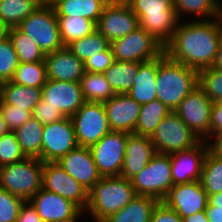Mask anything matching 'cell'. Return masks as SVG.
Listing matches in <instances>:
<instances>
[{"mask_svg":"<svg viewBox=\"0 0 222 222\" xmlns=\"http://www.w3.org/2000/svg\"><path fill=\"white\" fill-rule=\"evenodd\" d=\"M18 65V56L9 37L0 39V80L11 81Z\"/></svg>","mask_w":222,"mask_h":222,"instance_id":"cell-40","label":"cell"},{"mask_svg":"<svg viewBox=\"0 0 222 222\" xmlns=\"http://www.w3.org/2000/svg\"><path fill=\"white\" fill-rule=\"evenodd\" d=\"M0 113L6 122L9 131L14 132L32 117V111L17 108L14 105L5 104L0 99Z\"/></svg>","mask_w":222,"mask_h":222,"instance_id":"cell-43","label":"cell"},{"mask_svg":"<svg viewBox=\"0 0 222 222\" xmlns=\"http://www.w3.org/2000/svg\"><path fill=\"white\" fill-rule=\"evenodd\" d=\"M218 13L219 16H222V0H218Z\"/></svg>","mask_w":222,"mask_h":222,"instance_id":"cell-56","label":"cell"},{"mask_svg":"<svg viewBox=\"0 0 222 222\" xmlns=\"http://www.w3.org/2000/svg\"><path fill=\"white\" fill-rule=\"evenodd\" d=\"M107 4L104 0H57L52 6L56 16L83 17L97 23Z\"/></svg>","mask_w":222,"mask_h":222,"instance_id":"cell-26","label":"cell"},{"mask_svg":"<svg viewBox=\"0 0 222 222\" xmlns=\"http://www.w3.org/2000/svg\"><path fill=\"white\" fill-rule=\"evenodd\" d=\"M79 146L91 147L111 132L102 102H85L71 116Z\"/></svg>","mask_w":222,"mask_h":222,"instance_id":"cell-10","label":"cell"},{"mask_svg":"<svg viewBox=\"0 0 222 222\" xmlns=\"http://www.w3.org/2000/svg\"><path fill=\"white\" fill-rule=\"evenodd\" d=\"M207 143L211 152L222 157V131L214 134Z\"/></svg>","mask_w":222,"mask_h":222,"instance_id":"cell-49","label":"cell"},{"mask_svg":"<svg viewBox=\"0 0 222 222\" xmlns=\"http://www.w3.org/2000/svg\"><path fill=\"white\" fill-rule=\"evenodd\" d=\"M171 111L169 107L158 99L141 105L139 119L134 133L151 137L162 119Z\"/></svg>","mask_w":222,"mask_h":222,"instance_id":"cell-31","label":"cell"},{"mask_svg":"<svg viewBox=\"0 0 222 222\" xmlns=\"http://www.w3.org/2000/svg\"><path fill=\"white\" fill-rule=\"evenodd\" d=\"M110 46L108 40L96 29L91 34L75 40L66 46L79 60L98 55Z\"/></svg>","mask_w":222,"mask_h":222,"instance_id":"cell-36","label":"cell"},{"mask_svg":"<svg viewBox=\"0 0 222 222\" xmlns=\"http://www.w3.org/2000/svg\"><path fill=\"white\" fill-rule=\"evenodd\" d=\"M138 17L139 26L165 46L179 22L174 7L165 0H124Z\"/></svg>","mask_w":222,"mask_h":222,"instance_id":"cell-4","label":"cell"},{"mask_svg":"<svg viewBox=\"0 0 222 222\" xmlns=\"http://www.w3.org/2000/svg\"><path fill=\"white\" fill-rule=\"evenodd\" d=\"M17 28L28 35L44 54L63 49L56 12L52 5L41 4Z\"/></svg>","mask_w":222,"mask_h":222,"instance_id":"cell-6","label":"cell"},{"mask_svg":"<svg viewBox=\"0 0 222 222\" xmlns=\"http://www.w3.org/2000/svg\"><path fill=\"white\" fill-rule=\"evenodd\" d=\"M159 202L150 196L137 195L124 208L110 215L103 222H150Z\"/></svg>","mask_w":222,"mask_h":222,"instance_id":"cell-25","label":"cell"},{"mask_svg":"<svg viewBox=\"0 0 222 222\" xmlns=\"http://www.w3.org/2000/svg\"><path fill=\"white\" fill-rule=\"evenodd\" d=\"M44 61L47 79L50 80L79 82L85 73L84 62L66 47L45 54Z\"/></svg>","mask_w":222,"mask_h":222,"instance_id":"cell-23","label":"cell"},{"mask_svg":"<svg viewBox=\"0 0 222 222\" xmlns=\"http://www.w3.org/2000/svg\"><path fill=\"white\" fill-rule=\"evenodd\" d=\"M155 154L154 144L149 136L128 133L120 176L131 180Z\"/></svg>","mask_w":222,"mask_h":222,"instance_id":"cell-22","label":"cell"},{"mask_svg":"<svg viewBox=\"0 0 222 222\" xmlns=\"http://www.w3.org/2000/svg\"><path fill=\"white\" fill-rule=\"evenodd\" d=\"M204 211L209 222H222V210H213V205L209 202Z\"/></svg>","mask_w":222,"mask_h":222,"instance_id":"cell-50","label":"cell"},{"mask_svg":"<svg viewBox=\"0 0 222 222\" xmlns=\"http://www.w3.org/2000/svg\"><path fill=\"white\" fill-rule=\"evenodd\" d=\"M16 222H44L37 214L35 207L30 201H24L21 205Z\"/></svg>","mask_w":222,"mask_h":222,"instance_id":"cell-48","label":"cell"},{"mask_svg":"<svg viewBox=\"0 0 222 222\" xmlns=\"http://www.w3.org/2000/svg\"><path fill=\"white\" fill-rule=\"evenodd\" d=\"M56 17L60 38L65 47L71 42L81 39L96 30V23L90 19L73 16Z\"/></svg>","mask_w":222,"mask_h":222,"instance_id":"cell-33","label":"cell"},{"mask_svg":"<svg viewBox=\"0 0 222 222\" xmlns=\"http://www.w3.org/2000/svg\"><path fill=\"white\" fill-rule=\"evenodd\" d=\"M138 27V17L125 1L108 3L96 23V29L109 43L126 36Z\"/></svg>","mask_w":222,"mask_h":222,"instance_id":"cell-15","label":"cell"},{"mask_svg":"<svg viewBox=\"0 0 222 222\" xmlns=\"http://www.w3.org/2000/svg\"><path fill=\"white\" fill-rule=\"evenodd\" d=\"M42 188L73 202L83 213L87 209L89 191L57 162L44 163Z\"/></svg>","mask_w":222,"mask_h":222,"instance_id":"cell-12","label":"cell"},{"mask_svg":"<svg viewBox=\"0 0 222 222\" xmlns=\"http://www.w3.org/2000/svg\"><path fill=\"white\" fill-rule=\"evenodd\" d=\"M150 138L156 153L168 155L194 148L202 141L175 111L162 119Z\"/></svg>","mask_w":222,"mask_h":222,"instance_id":"cell-7","label":"cell"},{"mask_svg":"<svg viewBox=\"0 0 222 222\" xmlns=\"http://www.w3.org/2000/svg\"><path fill=\"white\" fill-rule=\"evenodd\" d=\"M56 162L88 191L102 178L89 147L78 145Z\"/></svg>","mask_w":222,"mask_h":222,"instance_id":"cell-20","label":"cell"},{"mask_svg":"<svg viewBox=\"0 0 222 222\" xmlns=\"http://www.w3.org/2000/svg\"><path fill=\"white\" fill-rule=\"evenodd\" d=\"M7 132H9V129H8L7 125H6V122H5L4 119L2 118L1 113H0V136H1L2 134L7 133Z\"/></svg>","mask_w":222,"mask_h":222,"instance_id":"cell-55","label":"cell"},{"mask_svg":"<svg viewBox=\"0 0 222 222\" xmlns=\"http://www.w3.org/2000/svg\"><path fill=\"white\" fill-rule=\"evenodd\" d=\"M111 131L134 133L141 105L127 93L115 94L103 102Z\"/></svg>","mask_w":222,"mask_h":222,"instance_id":"cell-21","label":"cell"},{"mask_svg":"<svg viewBox=\"0 0 222 222\" xmlns=\"http://www.w3.org/2000/svg\"><path fill=\"white\" fill-rule=\"evenodd\" d=\"M208 194L200 181L173 185L163 202L183 219L202 212L208 204Z\"/></svg>","mask_w":222,"mask_h":222,"instance_id":"cell-17","label":"cell"},{"mask_svg":"<svg viewBox=\"0 0 222 222\" xmlns=\"http://www.w3.org/2000/svg\"><path fill=\"white\" fill-rule=\"evenodd\" d=\"M11 81L27 87H42L47 81L45 61L19 63Z\"/></svg>","mask_w":222,"mask_h":222,"instance_id":"cell-38","label":"cell"},{"mask_svg":"<svg viewBox=\"0 0 222 222\" xmlns=\"http://www.w3.org/2000/svg\"><path fill=\"white\" fill-rule=\"evenodd\" d=\"M213 102L204 90L196 86L174 110L180 119L202 140H209L210 116Z\"/></svg>","mask_w":222,"mask_h":222,"instance_id":"cell-11","label":"cell"},{"mask_svg":"<svg viewBox=\"0 0 222 222\" xmlns=\"http://www.w3.org/2000/svg\"><path fill=\"white\" fill-rule=\"evenodd\" d=\"M222 131V101L212 104L210 116L209 139Z\"/></svg>","mask_w":222,"mask_h":222,"instance_id":"cell-47","label":"cell"},{"mask_svg":"<svg viewBox=\"0 0 222 222\" xmlns=\"http://www.w3.org/2000/svg\"><path fill=\"white\" fill-rule=\"evenodd\" d=\"M137 196L131 180L122 176L102 177L89 191V202L84 212L93 222H103L124 208Z\"/></svg>","mask_w":222,"mask_h":222,"instance_id":"cell-3","label":"cell"},{"mask_svg":"<svg viewBox=\"0 0 222 222\" xmlns=\"http://www.w3.org/2000/svg\"><path fill=\"white\" fill-rule=\"evenodd\" d=\"M211 68L222 71V41L219 45L217 54L215 56V59H214V62L212 64Z\"/></svg>","mask_w":222,"mask_h":222,"instance_id":"cell-53","label":"cell"},{"mask_svg":"<svg viewBox=\"0 0 222 222\" xmlns=\"http://www.w3.org/2000/svg\"><path fill=\"white\" fill-rule=\"evenodd\" d=\"M43 130L44 124L32 116L14 131L21 150L26 157L39 158L41 160Z\"/></svg>","mask_w":222,"mask_h":222,"instance_id":"cell-28","label":"cell"},{"mask_svg":"<svg viewBox=\"0 0 222 222\" xmlns=\"http://www.w3.org/2000/svg\"><path fill=\"white\" fill-rule=\"evenodd\" d=\"M29 201L44 222H78L84 215L73 202L43 188Z\"/></svg>","mask_w":222,"mask_h":222,"instance_id":"cell-16","label":"cell"},{"mask_svg":"<svg viewBox=\"0 0 222 222\" xmlns=\"http://www.w3.org/2000/svg\"><path fill=\"white\" fill-rule=\"evenodd\" d=\"M57 0H46L44 3L45 4H49V5H53Z\"/></svg>","mask_w":222,"mask_h":222,"instance_id":"cell-58","label":"cell"},{"mask_svg":"<svg viewBox=\"0 0 222 222\" xmlns=\"http://www.w3.org/2000/svg\"><path fill=\"white\" fill-rule=\"evenodd\" d=\"M208 150V143L201 141L194 148L170 154L173 184L199 181Z\"/></svg>","mask_w":222,"mask_h":222,"instance_id":"cell-19","label":"cell"},{"mask_svg":"<svg viewBox=\"0 0 222 222\" xmlns=\"http://www.w3.org/2000/svg\"><path fill=\"white\" fill-rule=\"evenodd\" d=\"M114 55L111 47L98 53L96 56L88 58L84 62L85 71L91 73H104L114 62Z\"/></svg>","mask_w":222,"mask_h":222,"instance_id":"cell-44","label":"cell"},{"mask_svg":"<svg viewBox=\"0 0 222 222\" xmlns=\"http://www.w3.org/2000/svg\"><path fill=\"white\" fill-rule=\"evenodd\" d=\"M41 99L47 105L56 107L66 117H71L86 102L80 82L56 81L47 79L42 86Z\"/></svg>","mask_w":222,"mask_h":222,"instance_id":"cell-18","label":"cell"},{"mask_svg":"<svg viewBox=\"0 0 222 222\" xmlns=\"http://www.w3.org/2000/svg\"><path fill=\"white\" fill-rule=\"evenodd\" d=\"M78 146L71 117L44 125L41 160L56 162Z\"/></svg>","mask_w":222,"mask_h":222,"instance_id":"cell-14","label":"cell"},{"mask_svg":"<svg viewBox=\"0 0 222 222\" xmlns=\"http://www.w3.org/2000/svg\"><path fill=\"white\" fill-rule=\"evenodd\" d=\"M79 82L84 100L87 102L103 103L116 94L103 73L85 71Z\"/></svg>","mask_w":222,"mask_h":222,"instance_id":"cell-32","label":"cell"},{"mask_svg":"<svg viewBox=\"0 0 222 222\" xmlns=\"http://www.w3.org/2000/svg\"><path fill=\"white\" fill-rule=\"evenodd\" d=\"M137 195L163 201L174 185L171 176L170 155L156 153L149 163L132 179Z\"/></svg>","mask_w":222,"mask_h":222,"instance_id":"cell-8","label":"cell"},{"mask_svg":"<svg viewBox=\"0 0 222 222\" xmlns=\"http://www.w3.org/2000/svg\"><path fill=\"white\" fill-rule=\"evenodd\" d=\"M26 158L14 132L9 131L0 136V167Z\"/></svg>","mask_w":222,"mask_h":222,"instance_id":"cell-41","label":"cell"},{"mask_svg":"<svg viewBox=\"0 0 222 222\" xmlns=\"http://www.w3.org/2000/svg\"><path fill=\"white\" fill-rule=\"evenodd\" d=\"M41 94L42 87H27L6 81L2 83L0 99L5 104L32 111L41 100Z\"/></svg>","mask_w":222,"mask_h":222,"instance_id":"cell-27","label":"cell"},{"mask_svg":"<svg viewBox=\"0 0 222 222\" xmlns=\"http://www.w3.org/2000/svg\"><path fill=\"white\" fill-rule=\"evenodd\" d=\"M157 58L139 63L138 73L133 86L127 94L140 105L157 99L156 95Z\"/></svg>","mask_w":222,"mask_h":222,"instance_id":"cell-24","label":"cell"},{"mask_svg":"<svg viewBox=\"0 0 222 222\" xmlns=\"http://www.w3.org/2000/svg\"><path fill=\"white\" fill-rule=\"evenodd\" d=\"M115 61L143 63L164 53V46L140 26L110 43Z\"/></svg>","mask_w":222,"mask_h":222,"instance_id":"cell-9","label":"cell"},{"mask_svg":"<svg viewBox=\"0 0 222 222\" xmlns=\"http://www.w3.org/2000/svg\"><path fill=\"white\" fill-rule=\"evenodd\" d=\"M44 162L26 157L21 161L0 167V187L30 200L41 188Z\"/></svg>","mask_w":222,"mask_h":222,"instance_id":"cell-5","label":"cell"},{"mask_svg":"<svg viewBox=\"0 0 222 222\" xmlns=\"http://www.w3.org/2000/svg\"><path fill=\"white\" fill-rule=\"evenodd\" d=\"M138 68V62L114 61L103 74L116 94H125L133 86Z\"/></svg>","mask_w":222,"mask_h":222,"instance_id":"cell-30","label":"cell"},{"mask_svg":"<svg viewBox=\"0 0 222 222\" xmlns=\"http://www.w3.org/2000/svg\"><path fill=\"white\" fill-rule=\"evenodd\" d=\"M43 1H0V17L11 27L27 18Z\"/></svg>","mask_w":222,"mask_h":222,"instance_id":"cell-37","label":"cell"},{"mask_svg":"<svg viewBox=\"0 0 222 222\" xmlns=\"http://www.w3.org/2000/svg\"><path fill=\"white\" fill-rule=\"evenodd\" d=\"M198 86V71L174 61L165 53L157 58V99L174 111Z\"/></svg>","mask_w":222,"mask_h":222,"instance_id":"cell-2","label":"cell"},{"mask_svg":"<svg viewBox=\"0 0 222 222\" xmlns=\"http://www.w3.org/2000/svg\"><path fill=\"white\" fill-rule=\"evenodd\" d=\"M165 1L169 2L172 6H173V4L175 2V0H165Z\"/></svg>","mask_w":222,"mask_h":222,"instance_id":"cell-60","label":"cell"},{"mask_svg":"<svg viewBox=\"0 0 222 222\" xmlns=\"http://www.w3.org/2000/svg\"><path fill=\"white\" fill-rule=\"evenodd\" d=\"M199 181L208 196L222 192V157L208 150Z\"/></svg>","mask_w":222,"mask_h":222,"instance_id":"cell-35","label":"cell"},{"mask_svg":"<svg viewBox=\"0 0 222 222\" xmlns=\"http://www.w3.org/2000/svg\"><path fill=\"white\" fill-rule=\"evenodd\" d=\"M173 7L179 21H182L184 15L192 16L189 21H206L220 18L218 0H175Z\"/></svg>","mask_w":222,"mask_h":222,"instance_id":"cell-29","label":"cell"},{"mask_svg":"<svg viewBox=\"0 0 222 222\" xmlns=\"http://www.w3.org/2000/svg\"><path fill=\"white\" fill-rule=\"evenodd\" d=\"M9 39L18 56L19 63L41 62L45 59V54L37 44L17 27H11Z\"/></svg>","mask_w":222,"mask_h":222,"instance_id":"cell-34","label":"cell"},{"mask_svg":"<svg viewBox=\"0 0 222 222\" xmlns=\"http://www.w3.org/2000/svg\"><path fill=\"white\" fill-rule=\"evenodd\" d=\"M222 41L220 18L206 21H179L164 53L196 71L210 68Z\"/></svg>","mask_w":222,"mask_h":222,"instance_id":"cell-1","label":"cell"},{"mask_svg":"<svg viewBox=\"0 0 222 222\" xmlns=\"http://www.w3.org/2000/svg\"><path fill=\"white\" fill-rule=\"evenodd\" d=\"M183 222H209V220L205 211H202L183 218Z\"/></svg>","mask_w":222,"mask_h":222,"instance_id":"cell-52","label":"cell"},{"mask_svg":"<svg viewBox=\"0 0 222 222\" xmlns=\"http://www.w3.org/2000/svg\"><path fill=\"white\" fill-rule=\"evenodd\" d=\"M150 222H183V219L174 209L169 208L163 201H160L153 211Z\"/></svg>","mask_w":222,"mask_h":222,"instance_id":"cell-46","label":"cell"},{"mask_svg":"<svg viewBox=\"0 0 222 222\" xmlns=\"http://www.w3.org/2000/svg\"><path fill=\"white\" fill-rule=\"evenodd\" d=\"M0 1H42V0H0Z\"/></svg>","mask_w":222,"mask_h":222,"instance_id":"cell-59","label":"cell"},{"mask_svg":"<svg viewBox=\"0 0 222 222\" xmlns=\"http://www.w3.org/2000/svg\"><path fill=\"white\" fill-rule=\"evenodd\" d=\"M2 83L3 82L0 80V98H1Z\"/></svg>","mask_w":222,"mask_h":222,"instance_id":"cell-61","label":"cell"},{"mask_svg":"<svg viewBox=\"0 0 222 222\" xmlns=\"http://www.w3.org/2000/svg\"><path fill=\"white\" fill-rule=\"evenodd\" d=\"M106 1L107 3H118V2H122L124 0H104Z\"/></svg>","mask_w":222,"mask_h":222,"instance_id":"cell-57","label":"cell"},{"mask_svg":"<svg viewBox=\"0 0 222 222\" xmlns=\"http://www.w3.org/2000/svg\"><path fill=\"white\" fill-rule=\"evenodd\" d=\"M128 133L111 131L90 147L102 177L120 176Z\"/></svg>","mask_w":222,"mask_h":222,"instance_id":"cell-13","label":"cell"},{"mask_svg":"<svg viewBox=\"0 0 222 222\" xmlns=\"http://www.w3.org/2000/svg\"><path fill=\"white\" fill-rule=\"evenodd\" d=\"M24 199L0 187V222H16Z\"/></svg>","mask_w":222,"mask_h":222,"instance_id":"cell-42","label":"cell"},{"mask_svg":"<svg viewBox=\"0 0 222 222\" xmlns=\"http://www.w3.org/2000/svg\"><path fill=\"white\" fill-rule=\"evenodd\" d=\"M10 27L5 23V21L0 17V39L8 36Z\"/></svg>","mask_w":222,"mask_h":222,"instance_id":"cell-54","label":"cell"},{"mask_svg":"<svg viewBox=\"0 0 222 222\" xmlns=\"http://www.w3.org/2000/svg\"><path fill=\"white\" fill-rule=\"evenodd\" d=\"M198 85L205 95L213 102L222 101V71L214 68H205L198 72Z\"/></svg>","mask_w":222,"mask_h":222,"instance_id":"cell-39","label":"cell"},{"mask_svg":"<svg viewBox=\"0 0 222 222\" xmlns=\"http://www.w3.org/2000/svg\"><path fill=\"white\" fill-rule=\"evenodd\" d=\"M208 202L213 205V210H222V192L209 195Z\"/></svg>","mask_w":222,"mask_h":222,"instance_id":"cell-51","label":"cell"},{"mask_svg":"<svg viewBox=\"0 0 222 222\" xmlns=\"http://www.w3.org/2000/svg\"><path fill=\"white\" fill-rule=\"evenodd\" d=\"M32 116H34L40 123L49 124L55 123L66 116L56 107L47 105L43 99L39 101L36 107L32 110Z\"/></svg>","mask_w":222,"mask_h":222,"instance_id":"cell-45","label":"cell"}]
</instances>
